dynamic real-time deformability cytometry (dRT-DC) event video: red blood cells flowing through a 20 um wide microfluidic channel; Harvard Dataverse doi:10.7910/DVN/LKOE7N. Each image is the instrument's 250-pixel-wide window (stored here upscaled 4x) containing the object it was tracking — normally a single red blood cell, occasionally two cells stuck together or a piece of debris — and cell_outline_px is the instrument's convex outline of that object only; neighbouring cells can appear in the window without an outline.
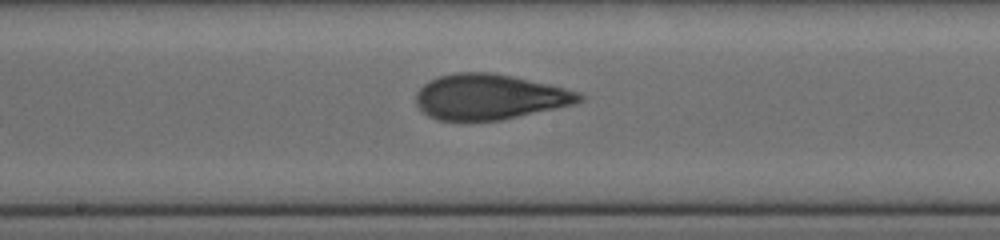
{"species": "human", "species_latin": "Homo sapiens", "temperature_condition": "cold", "stored_images_in_passage": 22, "camera_frame_rate_fps": 3000, "um_per_image_px": 0.085, "donor": {"sex": "female"}, "frame": {"image": 1, "passage_image": 22, "time_ms": 10.0, "image_size_px": [1000, 240], "cell_outline_px": [[584, 100], [576, 104], [500, 120], [436, 120], [428, 116], [416, 104], [416, 92], [428, 80], [440, 76], [456, 72], [488, 72], [512, 76], [548, 84], [580, 92], [584, 96]], "centroid_in_image_um": [41.61, 8.23], "position_along_channel_um": 206.6, "area_um2": 43.12}}